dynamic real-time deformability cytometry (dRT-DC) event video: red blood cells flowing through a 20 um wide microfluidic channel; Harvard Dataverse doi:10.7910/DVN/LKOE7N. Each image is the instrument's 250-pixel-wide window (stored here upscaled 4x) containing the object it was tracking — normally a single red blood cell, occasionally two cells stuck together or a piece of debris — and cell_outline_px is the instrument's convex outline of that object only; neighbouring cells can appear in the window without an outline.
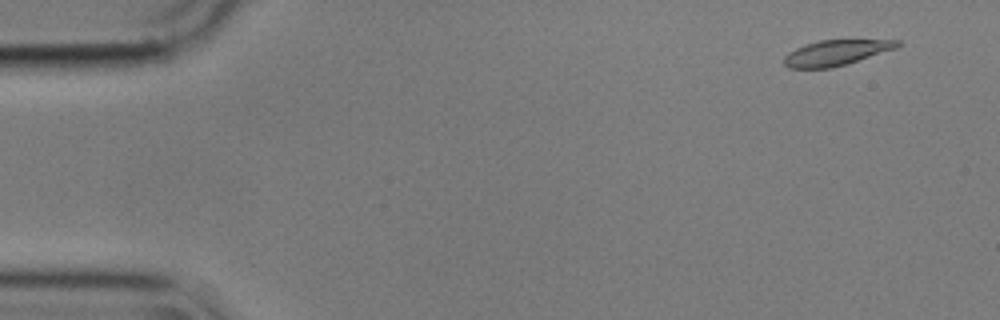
{"species": "common noctule bat (a hibernating species)", "species_latin": "Nyctalus noctula", "temperature_condition": "cold", "stored_images_in_passage": 56, "camera_frame_rate_fps": 3000, "um_per_image_px": 0.085, "animal": {"sex": "male", "body_mass_g": 17.9}, "frame": {"image": 1, "passage_image": 4, "time_ms": 1.0, "image_size_px": [1000, 320], "cell_outline_px": [[900, 44], [896, 48], [832, 68], [788, 68], [784, 64], [784, 56], [788, 52], [804, 44], [820, 40], [900, 40]], "centroid_in_image_um": [71.01, 4.48], "position_along_channel_um": 14.0, "area_um2": 16.59}}
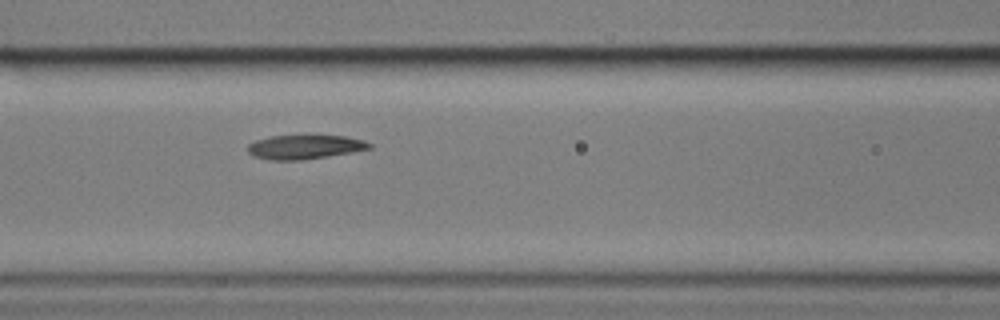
{"frame": {"image": 2, "passage_image": 24, "time_ms": 7.667, "image_size_px": [1000, 320], "cell_outline_px": [[372, 148], [352, 152], [328, 156], [300, 160], [268, 160], [252, 156], [248, 152], [248, 144], [256, 140], [272, 136], [344, 136], [364, 140], [372, 144]], "centroid_in_image_um": [25.89, 12.5], "position_along_channel_um": 140.7, "area_um2": 16.99}}
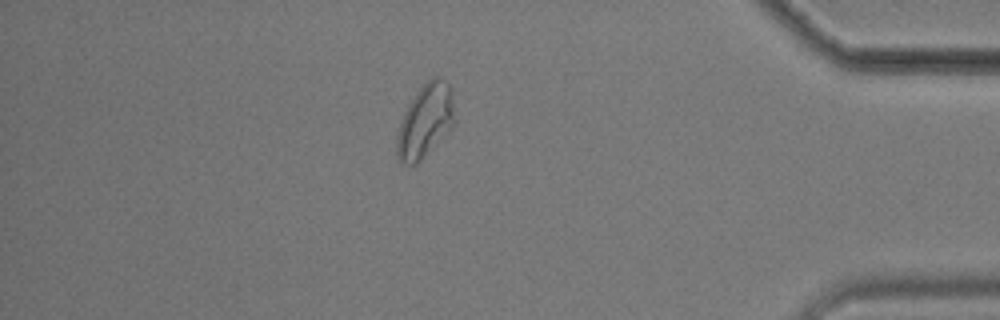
{"frame": {"image": 3, "passage_image": 49, "time_ms": 16.0, "image_size_px": [1000, 320], "cell_outline_px": [[452, 124], [444, 136], [416, 164], [404, 164], [396, 160], [396, 136], [404, 112], [408, 104], [416, 92], [432, 76], [436, 76], [448, 84], [452, 92]], "centroid_in_image_um": [36.08, 10.3], "position_along_channel_um": 399.1, "area_um2": 24.1}, "authors_computed_cell_mechanics": {"area_um2": 18.0047, "velocity_mm_per_s": 3.5406, "shape_relaxation_time_tau1_ms": 9.6226, "shape_relaxation_time_tau2_ms": 2.0918, "deformation_change_tau1": 0.2105, "deformation_change_tau2": 0.074}}